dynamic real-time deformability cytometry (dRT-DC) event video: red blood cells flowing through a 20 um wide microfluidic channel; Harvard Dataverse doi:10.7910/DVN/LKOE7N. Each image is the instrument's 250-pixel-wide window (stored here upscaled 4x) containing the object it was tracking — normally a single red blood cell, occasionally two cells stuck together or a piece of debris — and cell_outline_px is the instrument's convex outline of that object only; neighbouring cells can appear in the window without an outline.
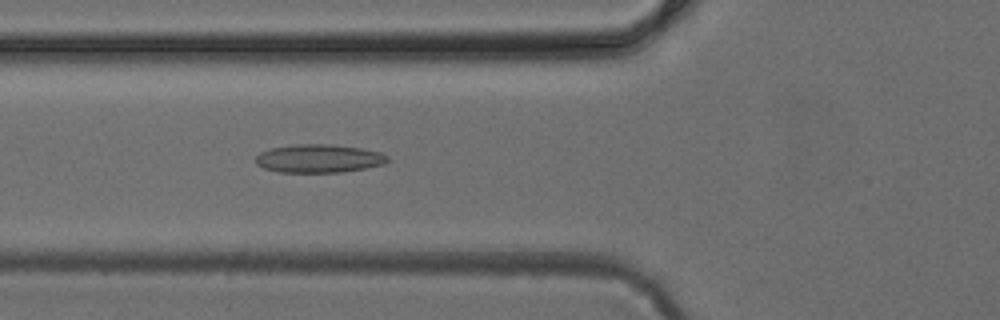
{"species": "common noctule bat (a hibernating species)", "species_latin": "Nyctalus noctula", "temperature_condition": "cold", "stored_images_in_passage": 31, "camera_frame_rate_fps": 3000, "um_per_image_px": 0.085, "animal": {"sex": "female", "body_mass_g": 24.6, "forearm_length_mm": 56.2}, "frame": {"image": 1, "passage_image": 4, "time_ms": 1.0, "image_size_px": [1000, 320], "cell_outline_px": [[388, 160], [384, 164], [344, 172], [280, 172], [264, 168], [256, 164], [256, 156], [260, 152], [272, 148], [292, 144], [332, 144], [360, 148], [380, 152], [388, 156]], "centroid_in_image_um": [27.09, 13.47], "position_along_channel_um": 98.7, "area_um2": 21.73}}
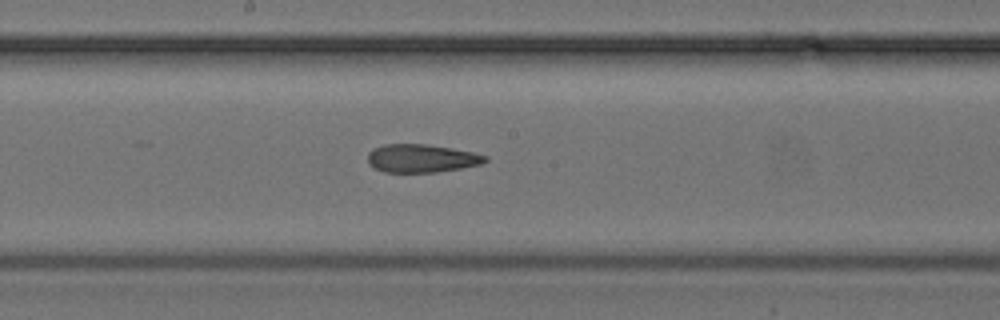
{"frame": {"image": 2, "passage_image": 12, "time_ms": 3.667, "image_size_px": [1000, 320], "cell_outline_px": [[488, 160], [480, 164], [460, 168], [436, 172], [384, 172], [372, 168], [368, 164], [368, 152], [372, 148], [384, 144], [428, 144], [452, 148], [472, 152], [488, 156]], "centroid_in_image_um": [35.78, 13.45], "position_along_channel_um": 212.4, "area_um2": 19.42}}
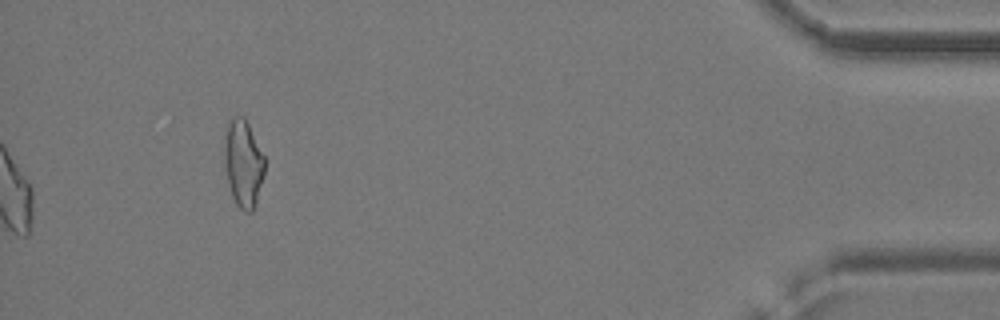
{"frame": {"image": 3, "passage_image": 31, "time_ms": 10.0, "image_size_px": [1000, 320], "cell_outline_px": [[264, 172], [256, 200], [252, 212], [244, 212], [236, 204], [232, 196], [224, 164], [224, 136], [228, 120], [236, 116], [244, 116], [264, 156]], "centroid_in_image_um": [20.65, 13.86], "position_along_channel_um": 414.6, "area_um2": 20.29}}